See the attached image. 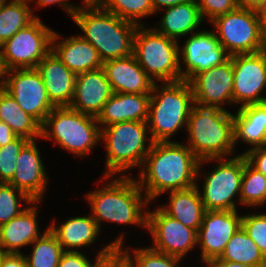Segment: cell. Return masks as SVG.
<instances>
[{
  "mask_svg": "<svg viewBox=\"0 0 266 267\" xmlns=\"http://www.w3.org/2000/svg\"><path fill=\"white\" fill-rule=\"evenodd\" d=\"M186 131V146L200 161L226 158L234 152V118L226 109L194 100Z\"/></svg>",
  "mask_w": 266,
  "mask_h": 267,
  "instance_id": "cell-4",
  "label": "cell"
},
{
  "mask_svg": "<svg viewBox=\"0 0 266 267\" xmlns=\"http://www.w3.org/2000/svg\"><path fill=\"white\" fill-rule=\"evenodd\" d=\"M113 91L103 68L76 75L75 89L69 107L97 117Z\"/></svg>",
  "mask_w": 266,
  "mask_h": 267,
  "instance_id": "cell-19",
  "label": "cell"
},
{
  "mask_svg": "<svg viewBox=\"0 0 266 267\" xmlns=\"http://www.w3.org/2000/svg\"><path fill=\"white\" fill-rule=\"evenodd\" d=\"M8 69L6 67L5 61L3 60L0 52V89L4 88L7 79ZM4 77V78H3Z\"/></svg>",
  "mask_w": 266,
  "mask_h": 267,
  "instance_id": "cell-51",
  "label": "cell"
},
{
  "mask_svg": "<svg viewBox=\"0 0 266 267\" xmlns=\"http://www.w3.org/2000/svg\"><path fill=\"white\" fill-rule=\"evenodd\" d=\"M60 38L61 36L54 31L51 50L75 75L102 68L103 61L90 42L80 35L57 42Z\"/></svg>",
  "mask_w": 266,
  "mask_h": 267,
  "instance_id": "cell-22",
  "label": "cell"
},
{
  "mask_svg": "<svg viewBox=\"0 0 266 267\" xmlns=\"http://www.w3.org/2000/svg\"><path fill=\"white\" fill-rule=\"evenodd\" d=\"M111 267H136L131 259L120 247L111 250Z\"/></svg>",
  "mask_w": 266,
  "mask_h": 267,
  "instance_id": "cell-43",
  "label": "cell"
},
{
  "mask_svg": "<svg viewBox=\"0 0 266 267\" xmlns=\"http://www.w3.org/2000/svg\"><path fill=\"white\" fill-rule=\"evenodd\" d=\"M102 68L113 92L151 94L155 83L138 64L134 54L105 61Z\"/></svg>",
  "mask_w": 266,
  "mask_h": 267,
  "instance_id": "cell-20",
  "label": "cell"
},
{
  "mask_svg": "<svg viewBox=\"0 0 266 267\" xmlns=\"http://www.w3.org/2000/svg\"><path fill=\"white\" fill-rule=\"evenodd\" d=\"M259 20L260 39L264 50H266V6L256 11Z\"/></svg>",
  "mask_w": 266,
  "mask_h": 267,
  "instance_id": "cell-47",
  "label": "cell"
},
{
  "mask_svg": "<svg viewBox=\"0 0 266 267\" xmlns=\"http://www.w3.org/2000/svg\"><path fill=\"white\" fill-rule=\"evenodd\" d=\"M94 116L69 106L55 107L41 124V137L53 139L74 155L89 154L101 141V129Z\"/></svg>",
  "mask_w": 266,
  "mask_h": 267,
  "instance_id": "cell-7",
  "label": "cell"
},
{
  "mask_svg": "<svg viewBox=\"0 0 266 267\" xmlns=\"http://www.w3.org/2000/svg\"><path fill=\"white\" fill-rule=\"evenodd\" d=\"M124 242V234L121 233L113 242L107 244L99 251L95 258V263L91 267H111V250L114 247H122Z\"/></svg>",
  "mask_w": 266,
  "mask_h": 267,
  "instance_id": "cell-42",
  "label": "cell"
},
{
  "mask_svg": "<svg viewBox=\"0 0 266 267\" xmlns=\"http://www.w3.org/2000/svg\"><path fill=\"white\" fill-rule=\"evenodd\" d=\"M0 121L9 125L18 137L35 141L41 137V124L24 112L13 96L0 89Z\"/></svg>",
  "mask_w": 266,
  "mask_h": 267,
  "instance_id": "cell-29",
  "label": "cell"
},
{
  "mask_svg": "<svg viewBox=\"0 0 266 267\" xmlns=\"http://www.w3.org/2000/svg\"><path fill=\"white\" fill-rule=\"evenodd\" d=\"M35 141H29L20 151L12 184L33 201L42 200L47 187V174Z\"/></svg>",
  "mask_w": 266,
  "mask_h": 267,
  "instance_id": "cell-18",
  "label": "cell"
},
{
  "mask_svg": "<svg viewBox=\"0 0 266 267\" xmlns=\"http://www.w3.org/2000/svg\"><path fill=\"white\" fill-rule=\"evenodd\" d=\"M3 89L13 96L24 112L40 124L55 108L48 98L42 76L36 68L8 70Z\"/></svg>",
  "mask_w": 266,
  "mask_h": 267,
  "instance_id": "cell-12",
  "label": "cell"
},
{
  "mask_svg": "<svg viewBox=\"0 0 266 267\" xmlns=\"http://www.w3.org/2000/svg\"><path fill=\"white\" fill-rule=\"evenodd\" d=\"M179 55H182L181 60L186 66L182 69L180 61L181 80L188 82L198 73L222 65L230 59V55L219 43L215 31L206 30L191 34L183 47L179 48Z\"/></svg>",
  "mask_w": 266,
  "mask_h": 267,
  "instance_id": "cell-15",
  "label": "cell"
},
{
  "mask_svg": "<svg viewBox=\"0 0 266 267\" xmlns=\"http://www.w3.org/2000/svg\"><path fill=\"white\" fill-rule=\"evenodd\" d=\"M17 137L8 124L0 121V147L11 143Z\"/></svg>",
  "mask_w": 266,
  "mask_h": 267,
  "instance_id": "cell-46",
  "label": "cell"
},
{
  "mask_svg": "<svg viewBox=\"0 0 266 267\" xmlns=\"http://www.w3.org/2000/svg\"><path fill=\"white\" fill-rule=\"evenodd\" d=\"M233 65V104L266 102V50L230 56Z\"/></svg>",
  "mask_w": 266,
  "mask_h": 267,
  "instance_id": "cell-13",
  "label": "cell"
},
{
  "mask_svg": "<svg viewBox=\"0 0 266 267\" xmlns=\"http://www.w3.org/2000/svg\"><path fill=\"white\" fill-rule=\"evenodd\" d=\"M0 267H28L25 255L0 253Z\"/></svg>",
  "mask_w": 266,
  "mask_h": 267,
  "instance_id": "cell-44",
  "label": "cell"
},
{
  "mask_svg": "<svg viewBox=\"0 0 266 267\" xmlns=\"http://www.w3.org/2000/svg\"><path fill=\"white\" fill-rule=\"evenodd\" d=\"M21 201L30 204L33 200L12 184L0 183V226L8 223L25 210L20 207Z\"/></svg>",
  "mask_w": 266,
  "mask_h": 267,
  "instance_id": "cell-35",
  "label": "cell"
},
{
  "mask_svg": "<svg viewBox=\"0 0 266 267\" xmlns=\"http://www.w3.org/2000/svg\"><path fill=\"white\" fill-rule=\"evenodd\" d=\"M31 245V255L25 254L28 267H57L64 252L56 236L47 227L43 235L36 239Z\"/></svg>",
  "mask_w": 266,
  "mask_h": 267,
  "instance_id": "cell-32",
  "label": "cell"
},
{
  "mask_svg": "<svg viewBox=\"0 0 266 267\" xmlns=\"http://www.w3.org/2000/svg\"><path fill=\"white\" fill-rule=\"evenodd\" d=\"M179 43L154 28L138 25L133 39V54L147 75L157 82L181 80Z\"/></svg>",
  "mask_w": 266,
  "mask_h": 267,
  "instance_id": "cell-8",
  "label": "cell"
},
{
  "mask_svg": "<svg viewBox=\"0 0 266 267\" xmlns=\"http://www.w3.org/2000/svg\"><path fill=\"white\" fill-rule=\"evenodd\" d=\"M43 79L49 100L55 107L70 106L76 75L51 50L36 68Z\"/></svg>",
  "mask_w": 266,
  "mask_h": 267,
  "instance_id": "cell-21",
  "label": "cell"
},
{
  "mask_svg": "<svg viewBox=\"0 0 266 267\" xmlns=\"http://www.w3.org/2000/svg\"><path fill=\"white\" fill-rule=\"evenodd\" d=\"M238 8L257 11L266 6V0H237Z\"/></svg>",
  "mask_w": 266,
  "mask_h": 267,
  "instance_id": "cell-48",
  "label": "cell"
},
{
  "mask_svg": "<svg viewBox=\"0 0 266 267\" xmlns=\"http://www.w3.org/2000/svg\"><path fill=\"white\" fill-rule=\"evenodd\" d=\"M201 167L202 161L186 144L176 141L153 142L137 181L140 188L144 189L145 197L152 202L164 192L196 185Z\"/></svg>",
  "mask_w": 266,
  "mask_h": 267,
  "instance_id": "cell-1",
  "label": "cell"
},
{
  "mask_svg": "<svg viewBox=\"0 0 266 267\" xmlns=\"http://www.w3.org/2000/svg\"><path fill=\"white\" fill-rule=\"evenodd\" d=\"M147 230L156 251L180 258L197 246V231L167 215L160 206L147 212Z\"/></svg>",
  "mask_w": 266,
  "mask_h": 267,
  "instance_id": "cell-14",
  "label": "cell"
},
{
  "mask_svg": "<svg viewBox=\"0 0 266 267\" xmlns=\"http://www.w3.org/2000/svg\"><path fill=\"white\" fill-rule=\"evenodd\" d=\"M37 203L32 201L19 215L0 226V253L20 254L21 247L42 236L36 220L38 207L33 206Z\"/></svg>",
  "mask_w": 266,
  "mask_h": 267,
  "instance_id": "cell-24",
  "label": "cell"
},
{
  "mask_svg": "<svg viewBox=\"0 0 266 267\" xmlns=\"http://www.w3.org/2000/svg\"><path fill=\"white\" fill-rule=\"evenodd\" d=\"M131 259L136 267H179L180 258L168 255L154 250L151 246L147 248L133 249V255H130L129 248L123 249L120 247Z\"/></svg>",
  "mask_w": 266,
  "mask_h": 267,
  "instance_id": "cell-36",
  "label": "cell"
},
{
  "mask_svg": "<svg viewBox=\"0 0 266 267\" xmlns=\"http://www.w3.org/2000/svg\"><path fill=\"white\" fill-rule=\"evenodd\" d=\"M241 155L245 156L246 161L254 169L266 176V146L246 150Z\"/></svg>",
  "mask_w": 266,
  "mask_h": 267,
  "instance_id": "cell-40",
  "label": "cell"
},
{
  "mask_svg": "<svg viewBox=\"0 0 266 267\" xmlns=\"http://www.w3.org/2000/svg\"><path fill=\"white\" fill-rule=\"evenodd\" d=\"M99 3L108 12L137 25H144L138 20L155 13L152 0H100Z\"/></svg>",
  "mask_w": 266,
  "mask_h": 267,
  "instance_id": "cell-34",
  "label": "cell"
},
{
  "mask_svg": "<svg viewBox=\"0 0 266 267\" xmlns=\"http://www.w3.org/2000/svg\"><path fill=\"white\" fill-rule=\"evenodd\" d=\"M55 225L54 222L49 225V230L56 236L64 251H77L79 247L92 245L101 231L91 215L70 218L60 227Z\"/></svg>",
  "mask_w": 266,
  "mask_h": 267,
  "instance_id": "cell-28",
  "label": "cell"
},
{
  "mask_svg": "<svg viewBox=\"0 0 266 267\" xmlns=\"http://www.w3.org/2000/svg\"><path fill=\"white\" fill-rule=\"evenodd\" d=\"M242 227L266 258V214L242 215Z\"/></svg>",
  "mask_w": 266,
  "mask_h": 267,
  "instance_id": "cell-38",
  "label": "cell"
},
{
  "mask_svg": "<svg viewBox=\"0 0 266 267\" xmlns=\"http://www.w3.org/2000/svg\"><path fill=\"white\" fill-rule=\"evenodd\" d=\"M30 2L34 1V0H29ZM35 2H37L36 5H38V7H44V6H50L52 4H58L63 7V9H65V11L71 16H73V14L78 10L80 9L82 6H74V5H71L70 3H66L68 2V0H36Z\"/></svg>",
  "mask_w": 266,
  "mask_h": 267,
  "instance_id": "cell-45",
  "label": "cell"
},
{
  "mask_svg": "<svg viewBox=\"0 0 266 267\" xmlns=\"http://www.w3.org/2000/svg\"><path fill=\"white\" fill-rule=\"evenodd\" d=\"M100 129L101 140L105 142L107 152L104 179L110 180L109 177H114L117 173L143 166L153 144L151 137H147V122H119ZM147 139L149 144H146Z\"/></svg>",
  "mask_w": 266,
  "mask_h": 267,
  "instance_id": "cell-6",
  "label": "cell"
},
{
  "mask_svg": "<svg viewBox=\"0 0 266 267\" xmlns=\"http://www.w3.org/2000/svg\"><path fill=\"white\" fill-rule=\"evenodd\" d=\"M188 0H152V6L155 13L159 10L162 11L163 8L173 7L178 4L187 2Z\"/></svg>",
  "mask_w": 266,
  "mask_h": 267,
  "instance_id": "cell-49",
  "label": "cell"
},
{
  "mask_svg": "<svg viewBox=\"0 0 266 267\" xmlns=\"http://www.w3.org/2000/svg\"><path fill=\"white\" fill-rule=\"evenodd\" d=\"M189 83L195 101L225 109L223 105L226 102L233 104L232 59L230 58L222 65L198 73Z\"/></svg>",
  "mask_w": 266,
  "mask_h": 267,
  "instance_id": "cell-17",
  "label": "cell"
},
{
  "mask_svg": "<svg viewBox=\"0 0 266 267\" xmlns=\"http://www.w3.org/2000/svg\"><path fill=\"white\" fill-rule=\"evenodd\" d=\"M233 118L235 146L238 140L251 145L248 150L266 146V102L242 106Z\"/></svg>",
  "mask_w": 266,
  "mask_h": 267,
  "instance_id": "cell-25",
  "label": "cell"
},
{
  "mask_svg": "<svg viewBox=\"0 0 266 267\" xmlns=\"http://www.w3.org/2000/svg\"><path fill=\"white\" fill-rule=\"evenodd\" d=\"M208 267H266V266H252V265H245L243 263H236L231 262L228 260H221L220 258H217L213 260Z\"/></svg>",
  "mask_w": 266,
  "mask_h": 267,
  "instance_id": "cell-50",
  "label": "cell"
},
{
  "mask_svg": "<svg viewBox=\"0 0 266 267\" xmlns=\"http://www.w3.org/2000/svg\"><path fill=\"white\" fill-rule=\"evenodd\" d=\"M36 18L29 0H6L0 7V45Z\"/></svg>",
  "mask_w": 266,
  "mask_h": 267,
  "instance_id": "cell-30",
  "label": "cell"
},
{
  "mask_svg": "<svg viewBox=\"0 0 266 267\" xmlns=\"http://www.w3.org/2000/svg\"><path fill=\"white\" fill-rule=\"evenodd\" d=\"M53 30L37 17L0 45V52L8 70L37 68L51 51Z\"/></svg>",
  "mask_w": 266,
  "mask_h": 267,
  "instance_id": "cell-10",
  "label": "cell"
},
{
  "mask_svg": "<svg viewBox=\"0 0 266 267\" xmlns=\"http://www.w3.org/2000/svg\"><path fill=\"white\" fill-rule=\"evenodd\" d=\"M160 21L158 28L154 29L179 42V37L194 33L203 22V18L196 0H188L185 3L166 8Z\"/></svg>",
  "mask_w": 266,
  "mask_h": 267,
  "instance_id": "cell-26",
  "label": "cell"
},
{
  "mask_svg": "<svg viewBox=\"0 0 266 267\" xmlns=\"http://www.w3.org/2000/svg\"><path fill=\"white\" fill-rule=\"evenodd\" d=\"M220 259L245 265L266 266V258L242 226L231 237Z\"/></svg>",
  "mask_w": 266,
  "mask_h": 267,
  "instance_id": "cell-31",
  "label": "cell"
},
{
  "mask_svg": "<svg viewBox=\"0 0 266 267\" xmlns=\"http://www.w3.org/2000/svg\"><path fill=\"white\" fill-rule=\"evenodd\" d=\"M237 210L205 211L197 231V246L201 247V260L209 265L220 258L227 243L242 226Z\"/></svg>",
  "mask_w": 266,
  "mask_h": 267,
  "instance_id": "cell-16",
  "label": "cell"
},
{
  "mask_svg": "<svg viewBox=\"0 0 266 267\" xmlns=\"http://www.w3.org/2000/svg\"><path fill=\"white\" fill-rule=\"evenodd\" d=\"M219 162L213 171L205 173L203 192L200 191L205 211L237 210L234 197L239 195L244 170V155L232 156L230 159H206Z\"/></svg>",
  "mask_w": 266,
  "mask_h": 267,
  "instance_id": "cell-9",
  "label": "cell"
},
{
  "mask_svg": "<svg viewBox=\"0 0 266 267\" xmlns=\"http://www.w3.org/2000/svg\"><path fill=\"white\" fill-rule=\"evenodd\" d=\"M6 0H0V7L2 6V4L5 2Z\"/></svg>",
  "mask_w": 266,
  "mask_h": 267,
  "instance_id": "cell-53",
  "label": "cell"
},
{
  "mask_svg": "<svg viewBox=\"0 0 266 267\" xmlns=\"http://www.w3.org/2000/svg\"><path fill=\"white\" fill-rule=\"evenodd\" d=\"M132 176L121 175L86 195L100 230L102 221L134 224L147 228V208L151 202ZM144 195V197H143Z\"/></svg>",
  "mask_w": 266,
  "mask_h": 267,
  "instance_id": "cell-3",
  "label": "cell"
},
{
  "mask_svg": "<svg viewBox=\"0 0 266 267\" xmlns=\"http://www.w3.org/2000/svg\"><path fill=\"white\" fill-rule=\"evenodd\" d=\"M169 200L167 206L160 208L170 217L198 231L205 213L198 183L187 189L170 191Z\"/></svg>",
  "mask_w": 266,
  "mask_h": 267,
  "instance_id": "cell-27",
  "label": "cell"
},
{
  "mask_svg": "<svg viewBox=\"0 0 266 267\" xmlns=\"http://www.w3.org/2000/svg\"><path fill=\"white\" fill-rule=\"evenodd\" d=\"M92 265L81 251H64L57 267H91Z\"/></svg>",
  "mask_w": 266,
  "mask_h": 267,
  "instance_id": "cell-41",
  "label": "cell"
},
{
  "mask_svg": "<svg viewBox=\"0 0 266 267\" xmlns=\"http://www.w3.org/2000/svg\"><path fill=\"white\" fill-rule=\"evenodd\" d=\"M84 6L87 5L88 3H99L100 0H82Z\"/></svg>",
  "mask_w": 266,
  "mask_h": 267,
  "instance_id": "cell-52",
  "label": "cell"
},
{
  "mask_svg": "<svg viewBox=\"0 0 266 267\" xmlns=\"http://www.w3.org/2000/svg\"><path fill=\"white\" fill-rule=\"evenodd\" d=\"M216 29L219 43L230 56L263 51L257 12L236 10L216 17L210 22Z\"/></svg>",
  "mask_w": 266,
  "mask_h": 267,
  "instance_id": "cell-11",
  "label": "cell"
},
{
  "mask_svg": "<svg viewBox=\"0 0 266 267\" xmlns=\"http://www.w3.org/2000/svg\"><path fill=\"white\" fill-rule=\"evenodd\" d=\"M240 203L255 208L266 203V176L254 169L246 161L245 156Z\"/></svg>",
  "mask_w": 266,
  "mask_h": 267,
  "instance_id": "cell-33",
  "label": "cell"
},
{
  "mask_svg": "<svg viewBox=\"0 0 266 267\" xmlns=\"http://www.w3.org/2000/svg\"><path fill=\"white\" fill-rule=\"evenodd\" d=\"M151 94L116 93L96 117L100 128L126 121L147 122Z\"/></svg>",
  "mask_w": 266,
  "mask_h": 267,
  "instance_id": "cell-23",
  "label": "cell"
},
{
  "mask_svg": "<svg viewBox=\"0 0 266 267\" xmlns=\"http://www.w3.org/2000/svg\"><path fill=\"white\" fill-rule=\"evenodd\" d=\"M28 142L24 137H17L11 143L0 147V183H9L12 180L19 153Z\"/></svg>",
  "mask_w": 266,
  "mask_h": 267,
  "instance_id": "cell-37",
  "label": "cell"
},
{
  "mask_svg": "<svg viewBox=\"0 0 266 267\" xmlns=\"http://www.w3.org/2000/svg\"><path fill=\"white\" fill-rule=\"evenodd\" d=\"M157 84H154L150 96L149 136L153 142H170L171 136L179 129L187 128L194 101L193 90L186 80Z\"/></svg>",
  "mask_w": 266,
  "mask_h": 267,
  "instance_id": "cell-5",
  "label": "cell"
},
{
  "mask_svg": "<svg viewBox=\"0 0 266 267\" xmlns=\"http://www.w3.org/2000/svg\"><path fill=\"white\" fill-rule=\"evenodd\" d=\"M196 3L203 20L208 17L209 22L238 8L237 0H196Z\"/></svg>",
  "mask_w": 266,
  "mask_h": 267,
  "instance_id": "cell-39",
  "label": "cell"
},
{
  "mask_svg": "<svg viewBox=\"0 0 266 267\" xmlns=\"http://www.w3.org/2000/svg\"><path fill=\"white\" fill-rule=\"evenodd\" d=\"M83 39L98 51L103 62L133 54L137 24L108 12L100 3H88L72 16Z\"/></svg>",
  "mask_w": 266,
  "mask_h": 267,
  "instance_id": "cell-2",
  "label": "cell"
}]
</instances>
